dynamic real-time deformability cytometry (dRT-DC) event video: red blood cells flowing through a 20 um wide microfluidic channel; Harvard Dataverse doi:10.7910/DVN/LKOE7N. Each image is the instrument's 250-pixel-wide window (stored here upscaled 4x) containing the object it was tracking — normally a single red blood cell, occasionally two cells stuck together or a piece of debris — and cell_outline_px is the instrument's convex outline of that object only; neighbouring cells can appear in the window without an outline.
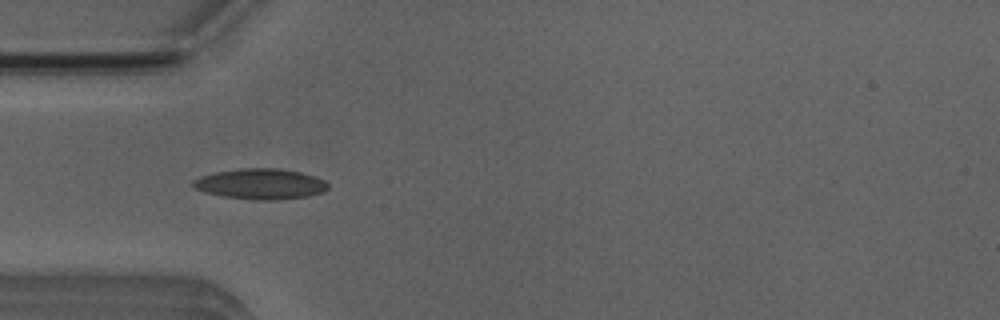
{"species": "Egyptian fruit bat (a non-hibernating species)", "species_latin": "Rousettus aegyptiacus", "temperature_condition": "room temperature", "stored_images_in_passage": 7, "camera_frame_rate_fps": 3000, "um_per_image_px": 0.085, "animal": {"sex": "male"}, "frame": {"image": 1, "passage_image": 5, "time_ms": 4.667, "image_size_px": [1000, 320], "cell_outline_px": [[328, 188], [324, 192], [308, 196], [280, 200], [256, 200], [224, 196], [204, 192], [192, 188], [192, 180], [200, 176], [216, 172], [240, 168], [276, 168], [300, 172], [324, 180], [328, 184]], "centroid_in_image_um": [22.12, 15.64], "position_along_channel_um": 62.9, "area_um2": 24.1}}